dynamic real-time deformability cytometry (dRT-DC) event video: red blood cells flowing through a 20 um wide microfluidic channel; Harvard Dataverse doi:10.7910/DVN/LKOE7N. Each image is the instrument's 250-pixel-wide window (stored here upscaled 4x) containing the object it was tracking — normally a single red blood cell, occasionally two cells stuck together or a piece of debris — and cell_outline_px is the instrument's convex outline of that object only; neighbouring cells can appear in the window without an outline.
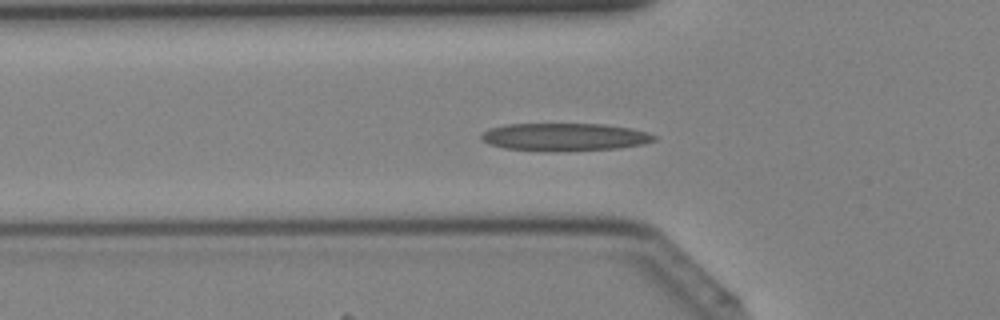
{"species": "Egyptian fruit bat (a non-hibernating species)", "species_latin": "Rousettus aegyptiacus", "temperature_condition": "cold", "stored_images_in_passage": 42, "camera_frame_rate_fps": 3000, "um_per_image_px": 0.085, "animal": {"sex": "female"}, "frame": {"image": 1, "passage_image": 14, "time_ms": 4.333, "image_size_px": [1000, 320], "cell_outline_px": [[656, 140], [644, 144], [620, 148], [548, 152], [504, 148], [488, 144], [480, 140], [480, 136], [488, 128], [504, 124], [604, 124], [632, 128], [648, 132], [656, 136]], "centroid_in_image_um": [47.97, 11.65], "position_along_channel_um": 77.8, "area_um2": 28.38}}
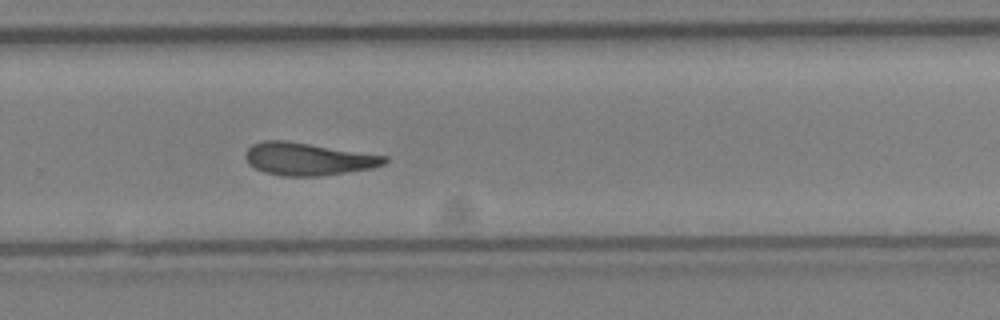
{"frame": {"image": 2, "passage_image": 28, "time_ms": 9.0, "image_size_px": [1000, 320], "cell_outline_px": [[388, 160], [384, 164], [372, 168], [320, 176], [284, 176], [264, 172], [248, 164], [244, 156], [244, 152], [252, 144], [264, 140], [284, 140], [388, 156]], "centroid_in_image_um": [26.15, 13.51], "position_along_channel_um": 303.7, "area_um2": 26.36}}
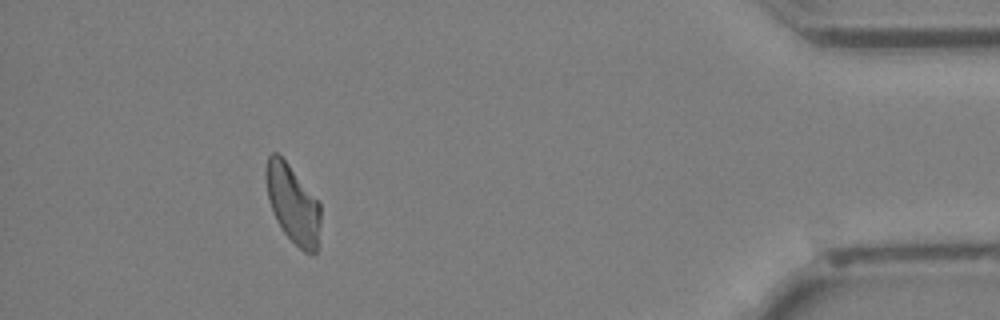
{"frame": {"image": 3, "passage_image": 38, "time_ms": 12.333, "image_size_px": [1000, 320], "cell_outline_px": [[320, 224], [316, 252], [312, 256], [304, 252], [284, 232], [276, 220], [268, 200], [264, 176], [264, 172], [268, 156], [272, 152], [276, 152], [288, 164], [320, 200]], "centroid_in_image_um": [24.89, 17.32], "position_along_channel_um": 410.3, "area_um2": 25.14}}